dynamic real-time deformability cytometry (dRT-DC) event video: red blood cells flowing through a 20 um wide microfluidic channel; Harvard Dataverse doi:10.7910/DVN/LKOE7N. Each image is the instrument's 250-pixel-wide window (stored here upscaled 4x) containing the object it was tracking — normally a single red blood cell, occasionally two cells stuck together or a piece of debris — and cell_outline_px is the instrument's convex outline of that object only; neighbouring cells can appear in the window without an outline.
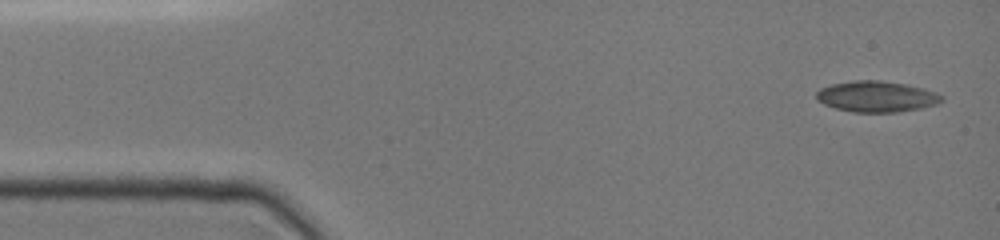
{"species": "common noctule bat (a hibernating species)", "species_latin": "Nyctalus noctula", "temperature_condition": "cold", "stored_images_in_passage": 4, "camera_frame_rate_fps": 3000, "um_per_image_px": 0.085, "animal": {"sex": "female", "body_mass_g": 19.0, "forearm_length_mm": 51.5}, "frame": {"image": 1, "passage_image": 1, "time_ms": 0.0, "image_size_px": [1000, 240], "cell_outline_px": [[944, 100], [936, 104], [920, 108], [896, 112], [852, 112], [836, 108], [824, 104], [816, 100], [816, 92], [820, 88], [832, 84], [856, 80], [880, 80], [904, 84], [924, 88], [936, 92], [944, 96]], "centroid_in_image_um": [74.51, 8.2], "position_along_channel_um": 10.5, "area_um2": 22.6}}
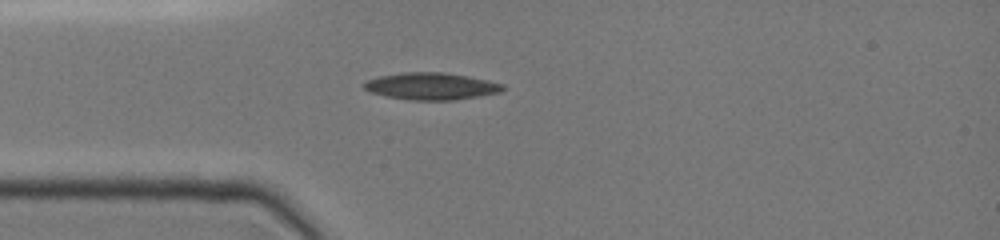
{"frame": {"image": 2, "passage_image": 4, "time_ms": 3.333, "image_size_px": [1000, 240], "cell_outline_px": [[508, 88], [500, 92], [480, 96], [452, 100], [412, 100], [388, 96], [372, 92], [364, 88], [360, 84], [368, 80], [380, 76], [404, 72], [444, 72], [468, 76], [488, 80], [504, 84]], "centroid_in_image_um": [36.7, 7.32], "position_along_channel_um": 48.3, "area_um2": 21.85}}